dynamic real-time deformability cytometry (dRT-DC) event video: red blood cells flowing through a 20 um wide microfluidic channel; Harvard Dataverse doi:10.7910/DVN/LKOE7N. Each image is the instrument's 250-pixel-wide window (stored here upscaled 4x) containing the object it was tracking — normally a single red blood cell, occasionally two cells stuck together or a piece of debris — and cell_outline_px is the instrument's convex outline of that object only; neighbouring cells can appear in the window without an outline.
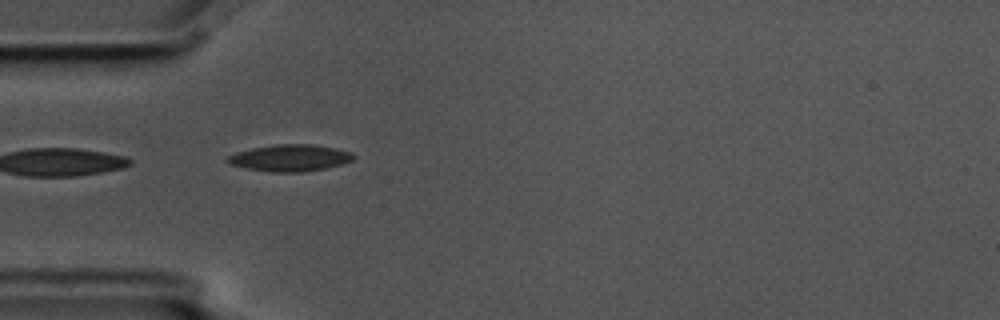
{"species": "common noctule bat (a hibernating species)", "species_latin": "Nyctalus noctula", "temperature_condition": "cold", "stored_images_in_passage": 5, "camera_frame_rate_fps": 3000, "um_per_image_px": 0.085, "animal": {"sex": "male", "body_mass_g": 17.5, "forearm_length_mm": 52.3}, "frame": {"image": 1, "passage_image": 4, "time_ms": 1.0, "image_size_px": [1000, 320], "cell_outline_px": [[356, 156], [352, 160], [340, 164], [324, 168], [300, 172], [272, 172], [248, 168], [228, 164], [224, 160], [228, 156], [236, 152], [252, 148], [276, 144], [312, 144], [336, 148], [352, 152]], "centroid_in_image_um": [24.63, 13.41], "position_along_channel_um": 60.4, "area_um2": 19.54}}